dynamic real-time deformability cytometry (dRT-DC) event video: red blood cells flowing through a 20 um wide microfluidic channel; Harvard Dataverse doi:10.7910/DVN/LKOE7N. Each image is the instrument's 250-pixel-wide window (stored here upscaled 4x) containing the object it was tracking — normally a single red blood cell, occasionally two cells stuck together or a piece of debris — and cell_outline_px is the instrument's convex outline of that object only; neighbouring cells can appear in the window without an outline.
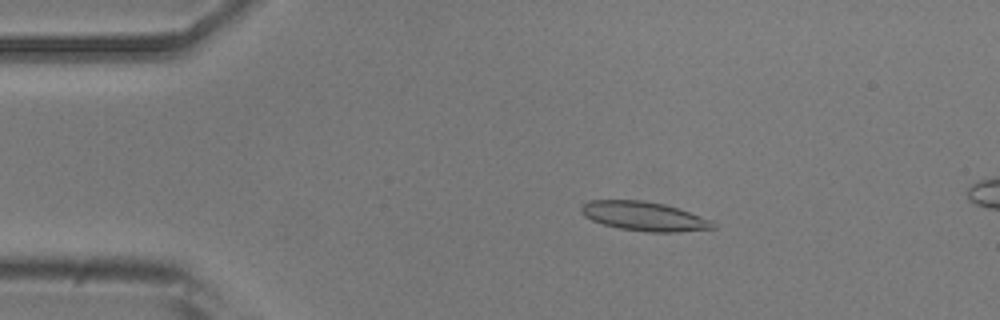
{"species": "common noctule bat (a hibernating species)", "species_latin": "Nyctalus noctula", "temperature_condition": "room temperature", "stored_images_in_passage": 7, "camera_frame_rate_fps": 3000, "um_per_image_px": 0.085, "animal": {"sex": "male", "body_mass_g": 20.5, "forearm_length_mm": 52.5}, "frame": {"image": 1, "passage_image": 2, "time_ms": 0.333, "image_size_px": [1000, 320], "cell_outline_px": [[716, 228], [676, 232], [648, 232], [620, 228], [604, 224], [592, 220], [584, 216], [580, 212], [580, 208], [588, 200], [644, 200], [664, 204], [712, 220], [716, 224]], "centroid_in_image_um": [54.74, 18.38], "position_along_channel_um": 30.3, "area_um2": 22.25}}